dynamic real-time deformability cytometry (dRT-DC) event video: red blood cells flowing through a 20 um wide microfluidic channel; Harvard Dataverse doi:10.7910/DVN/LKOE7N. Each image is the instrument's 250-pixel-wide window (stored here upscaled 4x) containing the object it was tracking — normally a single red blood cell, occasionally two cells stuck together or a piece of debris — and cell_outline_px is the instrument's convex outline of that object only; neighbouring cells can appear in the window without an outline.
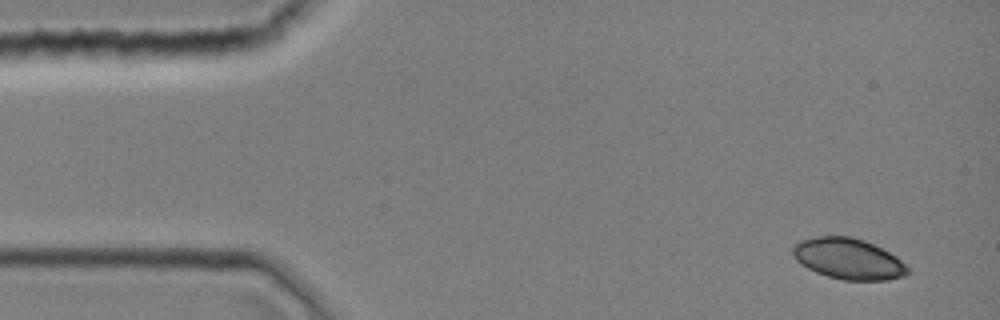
{"species": "common noctule bat (a hibernating species)", "species_latin": "Nyctalus noctula", "temperature_condition": "room temperature", "stored_images_in_passage": 39, "camera_frame_rate_fps": 3000, "um_per_image_px": 0.085, "animal": {"sex": "female", "body_mass_g": 19.0, "forearm_length_mm": 51.5}, "frame": {"image": 1, "passage_image": 2, "time_ms": 0.333, "image_size_px": [1000, 320], "cell_outline_px": [[908, 272], [904, 276], [888, 280], [844, 280], [828, 276], [816, 272], [808, 268], [796, 260], [792, 252], [792, 248], [800, 240], [816, 236], [852, 236], [864, 240], [896, 256], [908, 268]], "centroid_in_image_um": [72.09, 21.99], "position_along_channel_um": 12.9, "area_um2": 27.17}}
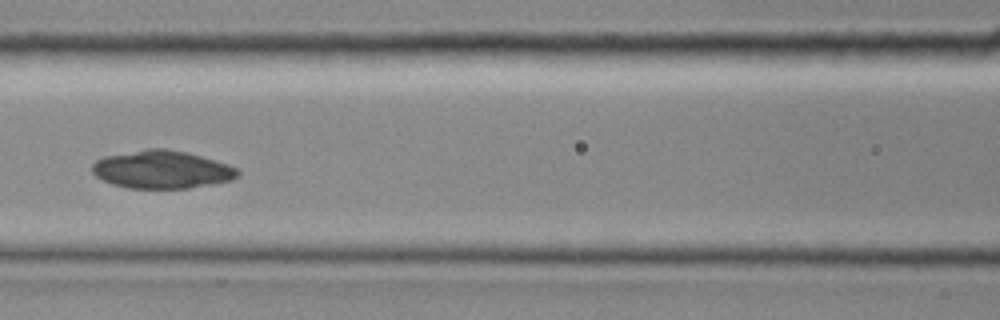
{"frame": {"image": 2, "passage_image": 17, "time_ms": 5.333, "image_size_px": [1000, 320], "cell_outline_px": [[240, 176], [232, 180], [188, 188], [128, 188], [112, 184], [96, 176], [92, 172], [92, 164], [96, 160], [104, 156], [148, 148], [164, 148], [188, 152], [228, 164], [240, 168]], "centroid_in_image_um": [13.79, 14.4], "position_along_channel_um": 152.8, "area_um2": 32.31}}
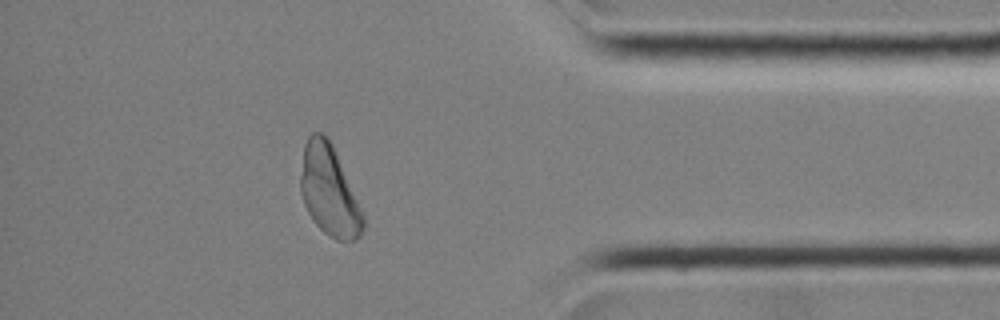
{"frame": {"image": 3, "passage_image": 34, "time_ms": 11.0, "image_size_px": [1000, 320], "cell_outline_px": [[364, 228], [360, 236], [356, 240], [336, 240], [324, 232], [316, 224], [308, 212], [304, 204], [300, 192], [300, 176], [304, 144], [308, 136], [312, 132], [320, 132], [328, 136], [332, 144], [364, 216]], "centroid_in_image_um": [27.96, 16.2], "position_along_channel_um": 407.2, "area_um2": 32.66}}